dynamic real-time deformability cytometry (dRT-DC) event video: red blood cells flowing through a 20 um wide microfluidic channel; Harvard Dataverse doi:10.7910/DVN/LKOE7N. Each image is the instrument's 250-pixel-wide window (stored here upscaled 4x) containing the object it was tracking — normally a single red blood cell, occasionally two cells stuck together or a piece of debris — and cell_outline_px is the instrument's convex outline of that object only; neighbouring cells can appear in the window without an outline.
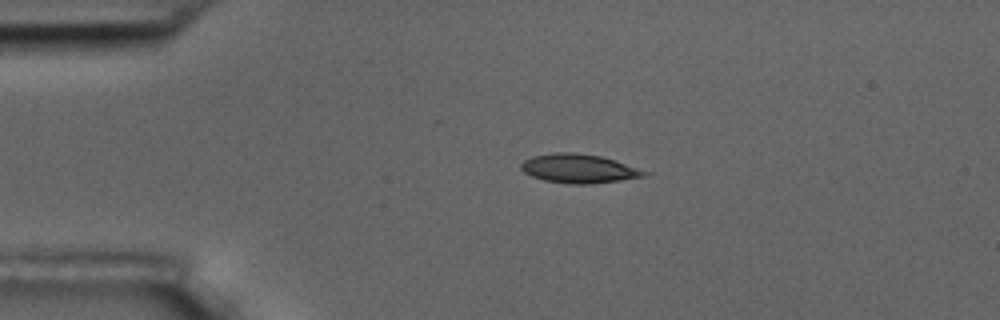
{"species": "common noctule bat (a hibernating species)", "species_latin": "Nyctalus noctula", "temperature_condition": "room temperature", "stored_images_in_passage": 2, "camera_frame_rate_fps": 3000, "um_per_image_px": 0.085, "animal": {"sex": "male", "body_mass_g": 17.5, "forearm_length_mm": 52.3}, "frame": {"image": 1, "passage_image": 1, "time_ms": 0.0, "image_size_px": [1000, 320], "cell_outline_px": [[652, 172], [644, 176], [620, 180], [592, 184], [568, 184], [544, 180], [532, 176], [524, 172], [520, 168], [520, 164], [524, 160], [532, 156], [556, 152], [576, 152], [600, 156]], "centroid_in_image_um": [49.19, 14.33], "position_along_channel_um": 35.8, "area_um2": 20.81}}